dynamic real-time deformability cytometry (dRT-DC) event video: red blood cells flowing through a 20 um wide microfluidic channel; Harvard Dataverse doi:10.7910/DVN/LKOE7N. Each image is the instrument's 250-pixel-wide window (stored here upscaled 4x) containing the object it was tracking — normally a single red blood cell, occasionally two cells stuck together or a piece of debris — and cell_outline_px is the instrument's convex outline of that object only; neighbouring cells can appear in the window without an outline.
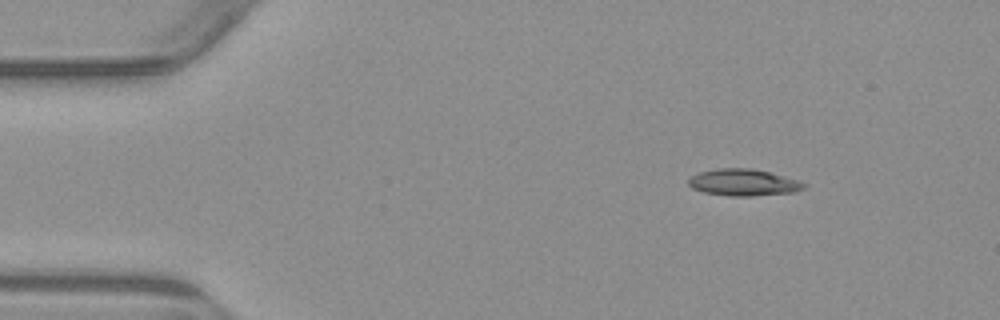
{"species": "common noctule bat (a hibernating species)", "species_latin": "Nyctalus noctula", "temperature_condition": "warm", "stored_images_in_passage": 4, "camera_frame_rate_fps": 3000, "um_per_image_px": 0.085, "animal": {"sex": "male", "body_mass_g": 23.1, "forearm_length_mm": 52.7}, "frame": {"image": 1, "passage_image": 1, "time_ms": 0.0, "image_size_px": [1000, 320], "cell_outline_px": [[808, 184], [804, 188], [792, 192], [752, 196], [732, 196], [704, 192], [692, 188], [688, 184], [688, 180], [692, 176], [700, 172], [716, 168], [752, 168], [800, 180]], "centroid_in_image_um": [63.2, 15.5], "position_along_channel_um": 21.8, "area_um2": 17.92}}
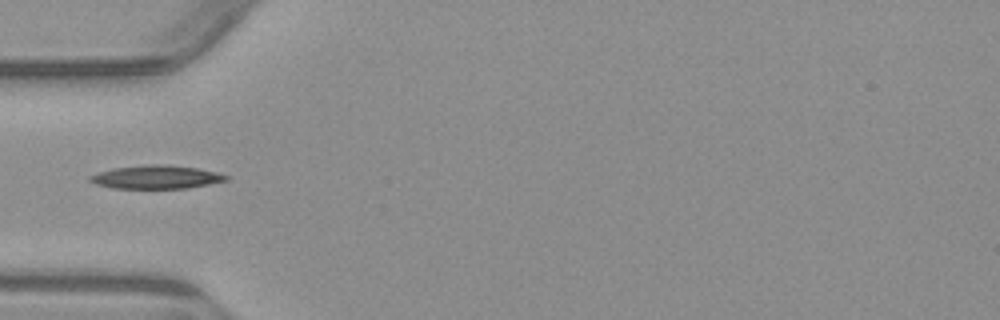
{"frame": {"image": 2, "passage_image": 4, "time_ms": 3.333, "image_size_px": [1000, 320], "cell_outline_px": [[232, 176], [228, 180], [188, 188], [112, 188], [96, 184], [88, 180], [88, 176], [112, 168], [144, 164], [168, 164], [196, 168], [216, 172]], "centroid_in_image_um": [13.29, 15.04], "position_along_channel_um": 71.7, "area_um2": 18.67}}